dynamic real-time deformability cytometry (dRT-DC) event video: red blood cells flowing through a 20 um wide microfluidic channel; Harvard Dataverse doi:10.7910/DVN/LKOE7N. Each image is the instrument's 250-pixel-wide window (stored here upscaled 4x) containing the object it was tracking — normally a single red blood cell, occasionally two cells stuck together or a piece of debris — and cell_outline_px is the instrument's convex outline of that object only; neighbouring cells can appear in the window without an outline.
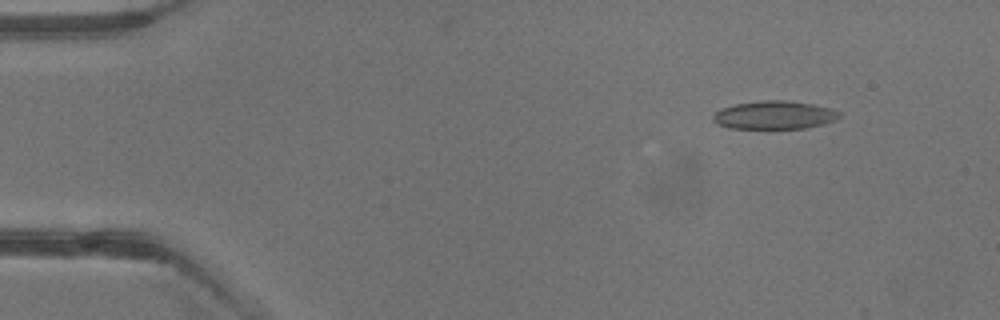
{"species": "common noctule bat (a hibernating species)", "species_latin": "Nyctalus noctula", "temperature_condition": "warm", "stored_images_in_passage": 3, "camera_frame_rate_fps": 3000, "um_per_image_px": 0.085, "animal": {"sex": "male", "body_mass_g": 13.3}, "frame": {"image": 1, "passage_image": 1, "time_ms": 0.0, "image_size_px": [1000, 320], "cell_outline_px": [[840, 116], [836, 120], [804, 128], [728, 128], [716, 124], [712, 120], [712, 116], [720, 108], [736, 104], [764, 100], [784, 100], [812, 104], [828, 108], [840, 112]], "centroid_in_image_um": [65.76, 9.78], "position_along_channel_um": 19.2, "area_um2": 20.58}}
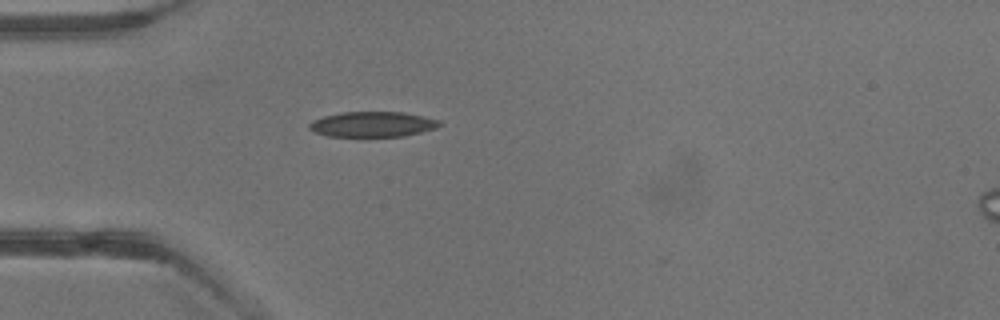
{"frame": {"image": 2, "passage_image": 3, "time_ms": 2.333, "image_size_px": [1000, 320], "cell_outline_px": [[440, 124], [436, 128], [404, 136], [328, 136], [312, 132], [308, 128], [308, 124], [312, 120], [324, 116], [340, 112], [404, 112], [440, 120]], "centroid_in_image_um": [31.61, 10.56], "position_along_channel_um": 53.4, "area_um2": 19.19}}